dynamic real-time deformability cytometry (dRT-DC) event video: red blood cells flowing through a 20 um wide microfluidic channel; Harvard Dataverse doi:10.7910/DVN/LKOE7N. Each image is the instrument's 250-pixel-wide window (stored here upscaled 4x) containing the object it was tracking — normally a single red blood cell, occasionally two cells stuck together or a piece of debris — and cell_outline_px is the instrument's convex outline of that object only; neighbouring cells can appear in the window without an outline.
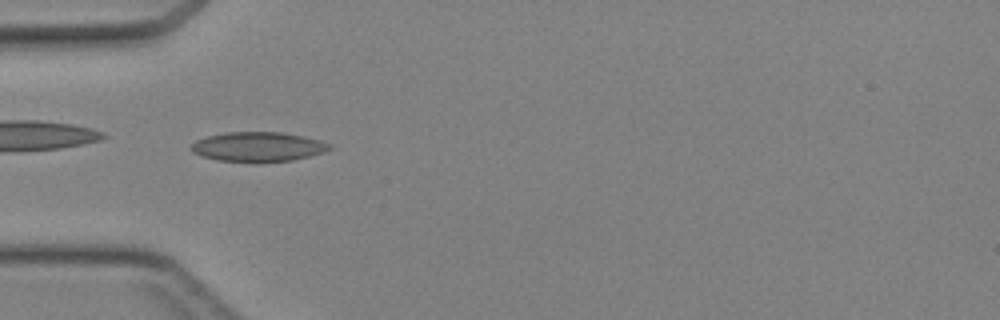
{"species": "Egyptian fruit bat (a non-hibernating species)", "species_latin": "Rousettus aegyptiacus", "temperature_condition": "cold", "stored_images_in_passage": 43, "camera_frame_rate_fps": 3000, "um_per_image_px": 0.085, "animal": {"sex": "female"}, "frame": {"image": 1, "passage_image": 13, "time_ms": 4.0, "image_size_px": [1000, 320], "cell_outline_px": [[332, 148], [324, 152], [292, 160], [216, 160], [192, 152], [188, 148], [196, 140], [208, 136], [228, 132], [284, 132], [304, 136], [320, 140], [332, 144]], "centroid_in_image_um": [21.95, 12.44], "position_along_channel_um": 63.0, "area_um2": 23.29}}
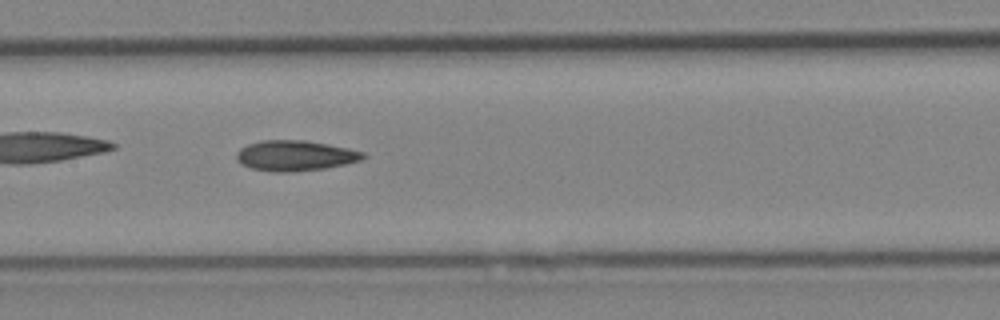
{"frame": {"image": 2, "passage_image": 21, "time_ms": 6.667, "image_size_px": [1000, 320], "cell_outline_px": [[368, 156], [360, 160], [344, 164], [324, 168], [296, 172], [272, 172], [252, 168], [240, 164], [236, 160], [236, 152], [240, 148], [248, 144], [264, 140], [304, 140], [328, 144], [348, 148], [364, 152]], "centroid_in_image_um": [25.07, 13.23], "position_along_channel_um": 182.3, "area_um2": 22.54}}
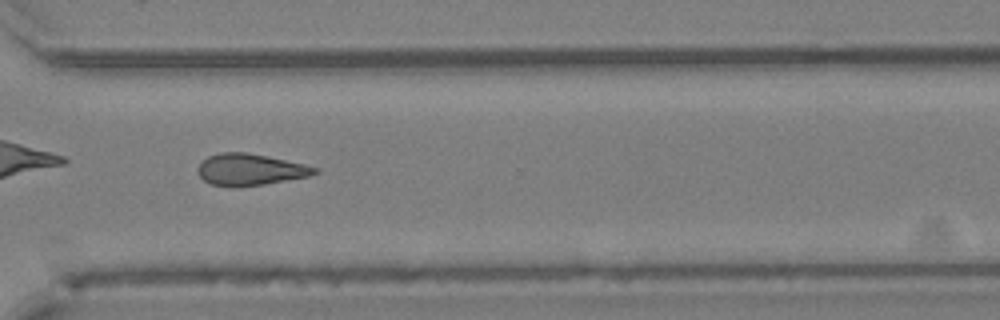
{"frame": {"image": 3, "passage_image": 32, "time_ms": 10.333, "image_size_px": [1000, 320], "cell_outline_px": [[320, 172], [308, 176], [264, 184], [212, 184], [204, 180], [196, 172], [196, 168], [208, 156], [220, 152], [248, 152], [268, 156], [304, 164], [320, 168]], "centroid_in_image_um": [21.29, 14.37], "position_along_channel_um": 349.3, "area_um2": 20.92}}